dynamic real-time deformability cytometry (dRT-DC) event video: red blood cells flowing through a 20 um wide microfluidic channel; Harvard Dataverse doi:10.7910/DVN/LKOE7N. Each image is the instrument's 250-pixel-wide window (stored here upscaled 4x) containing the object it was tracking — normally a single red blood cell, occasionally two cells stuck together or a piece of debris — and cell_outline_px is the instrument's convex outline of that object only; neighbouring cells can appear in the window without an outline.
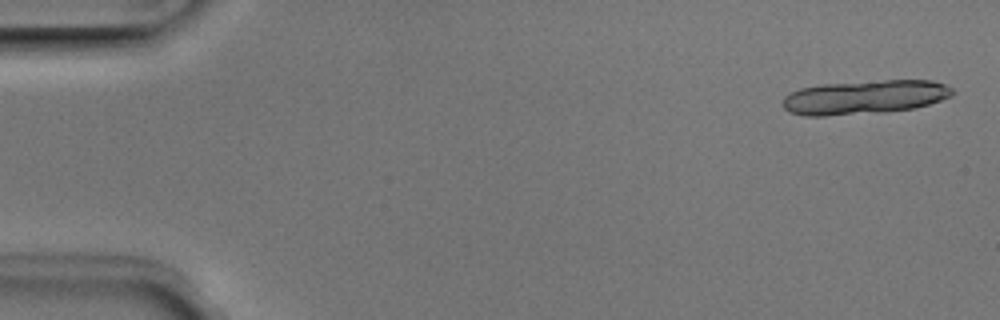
{"species": "Egyptian fruit bat (a non-hibernating species)", "species_latin": "Rousettus aegyptiacus", "temperature_condition": "room temperature", "stored_images_in_passage": 18, "camera_frame_rate_fps": 3000, "um_per_image_px": 0.085, "animal": {"sex": "male"}, "frame": {"image": 1, "passage_image": 2, "time_ms": 0.333, "image_size_px": [1000, 320], "cell_outline_px": [[956, 92], [952, 96], [928, 104], [912, 108], [884, 112], [824, 116], [804, 116], [788, 112], [784, 108], [784, 96], [800, 88], [824, 84], [884, 80], [932, 80], [944, 84], [952, 88]], "centroid_in_image_um": [73.5, 8.26], "position_along_channel_um": 11.5, "area_um2": 33.58}}